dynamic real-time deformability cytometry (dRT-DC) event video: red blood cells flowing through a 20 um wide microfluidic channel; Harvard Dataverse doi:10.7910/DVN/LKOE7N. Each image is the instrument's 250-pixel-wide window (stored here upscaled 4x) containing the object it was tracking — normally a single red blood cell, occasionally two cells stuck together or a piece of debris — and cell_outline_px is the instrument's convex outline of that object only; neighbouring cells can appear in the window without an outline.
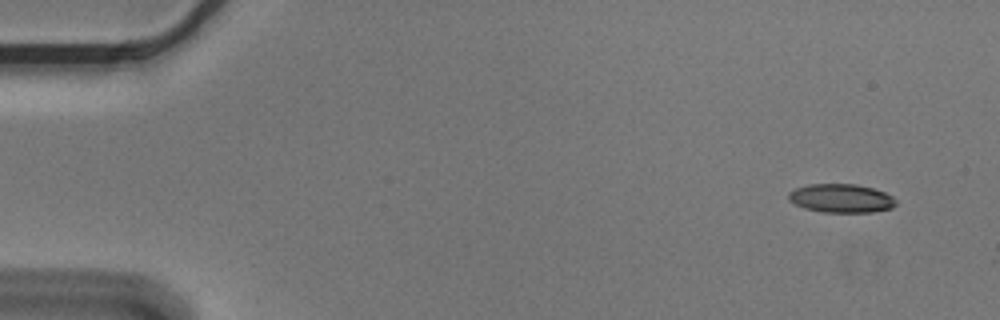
{"species": "Egyptian fruit bat (a non-hibernating species)", "species_latin": "Rousettus aegyptiacus", "temperature_condition": "cold", "stored_images_in_passage": 4, "camera_frame_rate_fps": 3000, "um_per_image_px": 0.085, "animal": {"sex": "male"}, "frame": {"image": 1, "passage_image": 1, "time_ms": 0.0, "image_size_px": [1000, 320], "cell_outline_px": [[896, 204], [892, 208], [872, 212], [824, 212], [804, 208], [788, 200], [788, 192], [796, 188], [808, 184], [856, 184], [872, 188], [884, 192], [892, 196], [896, 200]], "centroid_in_image_um": [71.49, 16.85], "position_along_channel_um": 13.5, "area_um2": 17.92}}